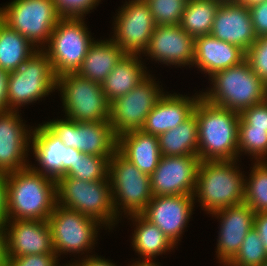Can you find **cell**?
<instances>
[{"label":"cell","mask_w":267,"mask_h":266,"mask_svg":"<svg viewBox=\"0 0 267 266\" xmlns=\"http://www.w3.org/2000/svg\"><path fill=\"white\" fill-rule=\"evenodd\" d=\"M193 114L198 123L200 161L238 160L239 113L200 96Z\"/></svg>","instance_id":"obj_1"},{"label":"cell","mask_w":267,"mask_h":266,"mask_svg":"<svg viewBox=\"0 0 267 266\" xmlns=\"http://www.w3.org/2000/svg\"><path fill=\"white\" fill-rule=\"evenodd\" d=\"M8 220H46L56 205V180L30 166L5 174Z\"/></svg>","instance_id":"obj_2"},{"label":"cell","mask_w":267,"mask_h":266,"mask_svg":"<svg viewBox=\"0 0 267 266\" xmlns=\"http://www.w3.org/2000/svg\"><path fill=\"white\" fill-rule=\"evenodd\" d=\"M237 161H200L193 197L198 198L202 210L211 214L244 203L245 175Z\"/></svg>","instance_id":"obj_3"},{"label":"cell","mask_w":267,"mask_h":266,"mask_svg":"<svg viewBox=\"0 0 267 266\" xmlns=\"http://www.w3.org/2000/svg\"><path fill=\"white\" fill-rule=\"evenodd\" d=\"M212 88L201 92L207 101L240 113L267 99V85L250 68L245 59L209 77Z\"/></svg>","instance_id":"obj_4"},{"label":"cell","mask_w":267,"mask_h":266,"mask_svg":"<svg viewBox=\"0 0 267 266\" xmlns=\"http://www.w3.org/2000/svg\"><path fill=\"white\" fill-rule=\"evenodd\" d=\"M56 204L96 219L109 230L120 220L117 219L113 206L108 176L99 181H85L73 177L58 178Z\"/></svg>","instance_id":"obj_5"},{"label":"cell","mask_w":267,"mask_h":266,"mask_svg":"<svg viewBox=\"0 0 267 266\" xmlns=\"http://www.w3.org/2000/svg\"><path fill=\"white\" fill-rule=\"evenodd\" d=\"M56 88L60 91L65 118L76 122H108L110 102L98 82L77 73L57 77Z\"/></svg>","instance_id":"obj_6"},{"label":"cell","mask_w":267,"mask_h":266,"mask_svg":"<svg viewBox=\"0 0 267 266\" xmlns=\"http://www.w3.org/2000/svg\"><path fill=\"white\" fill-rule=\"evenodd\" d=\"M60 18L53 0H13L0 7V20L38 50L48 44Z\"/></svg>","instance_id":"obj_7"},{"label":"cell","mask_w":267,"mask_h":266,"mask_svg":"<svg viewBox=\"0 0 267 266\" xmlns=\"http://www.w3.org/2000/svg\"><path fill=\"white\" fill-rule=\"evenodd\" d=\"M108 177L117 217L123 211L127 216L142 214L153 197L150 176L116 151L109 159Z\"/></svg>","instance_id":"obj_8"},{"label":"cell","mask_w":267,"mask_h":266,"mask_svg":"<svg viewBox=\"0 0 267 266\" xmlns=\"http://www.w3.org/2000/svg\"><path fill=\"white\" fill-rule=\"evenodd\" d=\"M84 18L61 17L42 50L48 55L56 77L76 73L95 38ZM48 48H47V47Z\"/></svg>","instance_id":"obj_9"},{"label":"cell","mask_w":267,"mask_h":266,"mask_svg":"<svg viewBox=\"0 0 267 266\" xmlns=\"http://www.w3.org/2000/svg\"><path fill=\"white\" fill-rule=\"evenodd\" d=\"M57 77L48 55L37 50L17 70L8 74L7 110L41 100L56 89Z\"/></svg>","instance_id":"obj_10"},{"label":"cell","mask_w":267,"mask_h":266,"mask_svg":"<svg viewBox=\"0 0 267 266\" xmlns=\"http://www.w3.org/2000/svg\"><path fill=\"white\" fill-rule=\"evenodd\" d=\"M47 222L51 230L54 252L58 257L68 252H89L95 246L97 230L101 228L96 219L58 204L55 205Z\"/></svg>","instance_id":"obj_11"},{"label":"cell","mask_w":267,"mask_h":266,"mask_svg":"<svg viewBox=\"0 0 267 266\" xmlns=\"http://www.w3.org/2000/svg\"><path fill=\"white\" fill-rule=\"evenodd\" d=\"M44 124L66 147L81 153L97 156H112L117 151V136L110 122H76L57 119Z\"/></svg>","instance_id":"obj_12"},{"label":"cell","mask_w":267,"mask_h":266,"mask_svg":"<svg viewBox=\"0 0 267 266\" xmlns=\"http://www.w3.org/2000/svg\"><path fill=\"white\" fill-rule=\"evenodd\" d=\"M151 76L148 75L130 92L110 102L109 122L117 137L131 130H140L148 114L164 95V90Z\"/></svg>","instance_id":"obj_13"},{"label":"cell","mask_w":267,"mask_h":266,"mask_svg":"<svg viewBox=\"0 0 267 266\" xmlns=\"http://www.w3.org/2000/svg\"><path fill=\"white\" fill-rule=\"evenodd\" d=\"M128 1L114 18L111 38L125 54L141 56L148 47L156 24L144 0Z\"/></svg>","instance_id":"obj_14"},{"label":"cell","mask_w":267,"mask_h":266,"mask_svg":"<svg viewBox=\"0 0 267 266\" xmlns=\"http://www.w3.org/2000/svg\"><path fill=\"white\" fill-rule=\"evenodd\" d=\"M199 163L198 155L162 156L150 175L153 196H193Z\"/></svg>","instance_id":"obj_15"},{"label":"cell","mask_w":267,"mask_h":266,"mask_svg":"<svg viewBox=\"0 0 267 266\" xmlns=\"http://www.w3.org/2000/svg\"><path fill=\"white\" fill-rule=\"evenodd\" d=\"M31 147L33 155L40 166L29 165L33 170L54 180L65 176L68 169H74L79 150L66 147L60 139L43 123L32 129Z\"/></svg>","instance_id":"obj_16"},{"label":"cell","mask_w":267,"mask_h":266,"mask_svg":"<svg viewBox=\"0 0 267 266\" xmlns=\"http://www.w3.org/2000/svg\"><path fill=\"white\" fill-rule=\"evenodd\" d=\"M21 119L19 111H0V173L7 174L30 165L26 158L32 127L27 128Z\"/></svg>","instance_id":"obj_17"},{"label":"cell","mask_w":267,"mask_h":266,"mask_svg":"<svg viewBox=\"0 0 267 266\" xmlns=\"http://www.w3.org/2000/svg\"><path fill=\"white\" fill-rule=\"evenodd\" d=\"M195 200L192 195L153 196L142 215L176 246L189 223Z\"/></svg>","instance_id":"obj_18"},{"label":"cell","mask_w":267,"mask_h":266,"mask_svg":"<svg viewBox=\"0 0 267 266\" xmlns=\"http://www.w3.org/2000/svg\"><path fill=\"white\" fill-rule=\"evenodd\" d=\"M195 38L180 25L156 26L144 56L168 65H193Z\"/></svg>","instance_id":"obj_19"},{"label":"cell","mask_w":267,"mask_h":266,"mask_svg":"<svg viewBox=\"0 0 267 266\" xmlns=\"http://www.w3.org/2000/svg\"><path fill=\"white\" fill-rule=\"evenodd\" d=\"M211 214L220 219L216 256L219 263L226 266L239 252L245 236L254 227L255 212L242 203Z\"/></svg>","instance_id":"obj_20"},{"label":"cell","mask_w":267,"mask_h":266,"mask_svg":"<svg viewBox=\"0 0 267 266\" xmlns=\"http://www.w3.org/2000/svg\"><path fill=\"white\" fill-rule=\"evenodd\" d=\"M210 35L246 52L257 40L249 8L236 0H222Z\"/></svg>","instance_id":"obj_21"},{"label":"cell","mask_w":267,"mask_h":266,"mask_svg":"<svg viewBox=\"0 0 267 266\" xmlns=\"http://www.w3.org/2000/svg\"><path fill=\"white\" fill-rule=\"evenodd\" d=\"M8 257L56 254L46 220H7L4 223Z\"/></svg>","instance_id":"obj_22"},{"label":"cell","mask_w":267,"mask_h":266,"mask_svg":"<svg viewBox=\"0 0 267 266\" xmlns=\"http://www.w3.org/2000/svg\"><path fill=\"white\" fill-rule=\"evenodd\" d=\"M200 96L201 93L192 97L164 93L146 117L141 130L147 134L158 136L177 127L193 114Z\"/></svg>","instance_id":"obj_23"},{"label":"cell","mask_w":267,"mask_h":266,"mask_svg":"<svg viewBox=\"0 0 267 266\" xmlns=\"http://www.w3.org/2000/svg\"><path fill=\"white\" fill-rule=\"evenodd\" d=\"M246 52L236 45L221 41L212 35L195 38L194 62L201 71L212 76L244 61Z\"/></svg>","instance_id":"obj_24"},{"label":"cell","mask_w":267,"mask_h":266,"mask_svg":"<svg viewBox=\"0 0 267 266\" xmlns=\"http://www.w3.org/2000/svg\"><path fill=\"white\" fill-rule=\"evenodd\" d=\"M117 151L134 164L142 173L151 175L157 168L160 147L156 135L140 130H131L117 137Z\"/></svg>","instance_id":"obj_25"},{"label":"cell","mask_w":267,"mask_h":266,"mask_svg":"<svg viewBox=\"0 0 267 266\" xmlns=\"http://www.w3.org/2000/svg\"><path fill=\"white\" fill-rule=\"evenodd\" d=\"M140 58V55L125 54L101 83L109 102L130 92L149 75Z\"/></svg>","instance_id":"obj_26"},{"label":"cell","mask_w":267,"mask_h":266,"mask_svg":"<svg viewBox=\"0 0 267 266\" xmlns=\"http://www.w3.org/2000/svg\"><path fill=\"white\" fill-rule=\"evenodd\" d=\"M124 55L111 38L94 41L76 73L101 84Z\"/></svg>","instance_id":"obj_27"},{"label":"cell","mask_w":267,"mask_h":266,"mask_svg":"<svg viewBox=\"0 0 267 266\" xmlns=\"http://www.w3.org/2000/svg\"><path fill=\"white\" fill-rule=\"evenodd\" d=\"M136 224L132 234V247L142 260H155V257L174 250L175 245L153 223L142 214L129 216ZM171 249V250H170Z\"/></svg>","instance_id":"obj_28"},{"label":"cell","mask_w":267,"mask_h":266,"mask_svg":"<svg viewBox=\"0 0 267 266\" xmlns=\"http://www.w3.org/2000/svg\"><path fill=\"white\" fill-rule=\"evenodd\" d=\"M157 137L162 156L198 155V123L194 114Z\"/></svg>","instance_id":"obj_29"},{"label":"cell","mask_w":267,"mask_h":266,"mask_svg":"<svg viewBox=\"0 0 267 266\" xmlns=\"http://www.w3.org/2000/svg\"><path fill=\"white\" fill-rule=\"evenodd\" d=\"M38 49L0 20V69L17 70Z\"/></svg>","instance_id":"obj_30"},{"label":"cell","mask_w":267,"mask_h":266,"mask_svg":"<svg viewBox=\"0 0 267 266\" xmlns=\"http://www.w3.org/2000/svg\"><path fill=\"white\" fill-rule=\"evenodd\" d=\"M222 0H188L180 22L190 36L210 35L216 12Z\"/></svg>","instance_id":"obj_31"},{"label":"cell","mask_w":267,"mask_h":266,"mask_svg":"<svg viewBox=\"0 0 267 266\" xmlns=\"http://www.w3.org/2000/svg\"><path fill=\"white\" fill-rule=\"evenodd\" d=\"M245 178L244 203L254 212H267V161L256 162Z\"/></svg>","instance_id":"obj_32"},{"label":"cell","mask_w":267,"mask_h":266,"mask_svg":"<svg viewBox=\"0 0 267 266\" xmlns=\"http://www.w3.org/2000/svg\"><path fill=\"white\" fill-rule=\"evenodd\" d=\"M241 152L251 155L256 162L267 161V128L239 124L238 156Z\"/></svg>","instance_id":"obj_33"},{"label":"cell","mask_w":267,"mask_h":266,"mask_svg":"<svg viewBox=\"0 0 267 266\" xmlns=\"http://www.w3.org/2000/svg\"><path fill=\"white\" fill-rule=\"evenodd\" d=\"M112 156H97L82 154L74 164V169H68L65 176L85 181L104 180L108 176V163Z\"/></svg>","instance_id":"obj_34"},{"label":"cell","mask_w":267,"mask_h":266,"mask_svg":"<svg viewBox=\"0 0 267 266\" xmlns=\"http://www.w3.org/2000/svg\"><path fill=\"white\" fill-rule=\"evenodd\" d=\"M267 251L257 231L252 228L245 236L239 252L226 266H261Z\"/></svg>","instance_id":"obj_35"},{"label":"cell","mask_w":267,"mask_h":266,"mask_svg":"<svg viewBox=\"0 0 267 266\" xmlns=\"http://www.w3.org/2000/svg\"><path fill=\"white\" fill-rule=\"evenodd\" d=\"M150 8L156 26L180 25L188 0H144Z\"/></svg>","instance_id":"obj_36"},{"label":"cell","mask_w":267,"mask_h":266,"mask_svg":"<svg viewBox=\"0 0 267 266\" xmlns=\"http://www.w3.org/2000/svg\"><path fill=\"white\" fill-rule=\"evenodd\" d=\"M250 68L267 85V35L257 37V40L246 51Z\"/></svg>","instance_id":"obj_37"},{"label":"cell","mask_w":267,"mask_h":266,"mask_svg":"<svg viewBox=\"0 0 267 266\" xmlns=\"http://www.w3.org/2000/svg\"><path fill=\"white\" fill-rule=\"evenodd\" d=\"M61 17L84 18L101 0H53Z\"/></svg>","instance_id":"obj_38"},{"label":"cell","mask_w":267,"mask_h":266,"mask_svg":"<svg viewBox=\"0 0 267 266\" xmlns=\"http://www.w3.org/2000/svg\"><path fill=\"white\" fill-rule=\"evenodd\" d=\"M239 124H249L252 128H267V99L242 110L239 113Z\"/></svg>","instance_id":"obj_39"},{"label":"cell","mask_w":267,"mask_h":266,"mask_svg":"<svg viewBox=\"0 0 267 266\" xmlns=\"http://www.w3.org/2000/svg\"><path fill=\"white\" fill-rule=\"evenodd\" d=\"M56 254H33L9 257L7 266H61Z\"/></svg>","instance_id":"obj_40"},{"label":"cell","mask_w":267,"mask_h":266,"mask_svg":"<svg viewBox=\"0 0 267 266\" xmlns=\"http://www.w3.org/2000/svg\"><path fill=\"white\" fill-rule=\"evenodd\" d=\"M249 10L256 36L267 35V2L254 5Z\"/></svg>","instance_id":"obj_41"},{"label":"cell","mask_w":267,"mask_h":266,"mask_svg":"<svg viewBox=\"0 0 267 266\" xmlns=\"http://www.w3.org/2000/svg\"><path fill=\"white\" fill-rule=\"evenodd\" d=\"M8 220V200H7V186L6 175L0 173V225Z\"/></svg>","instance_id":"obj_42"},{"label":"cell","mask_w":267,"mask_h":266,"mask_svg":"<svg viewBox=\"0 0 267 266\" xmlns=\"http://www.w3.org/2000/svg\"><path fill=\"white\" fill-rule=\"evenodd\" d=\"M253 228L257 231L267 251V212L255 214Z\"/></svg>","instance_id":"obj_43"},{"label":"cell","mask_w":267,"mask_h":266,"mask_svg":"<svg viewBox=\"0 0 267 266\" xmlns=\"http://www.w3.org/2000/svg\"><path fill=\"white\" fill-rule=\"evenodd\" d=\"M86 259L83 258V260L81 259L80 261H75L74 263H69L70 266H116L115 264H113L112 262H110V260L108 261L107 259L105 260L104 258H101V256H97V255H85Z\"/></svg>","instance_id":"obj_44"},{"label":"cell","mask_w":267,"mask_h":266,"mask_svg":"<svg viewBox=\"0 0 267 266\" xmlns=\"http://www.w3.org/2000/svg\"><path fill=\"white\" fill-rule=\"evenodd\" d=\"M8 72L0 69V111L7 110Z\"/></svg>","instance_id":"obj_45"},{"label":"cell","mask_w":267,"mask_h":266,"mask_svg":"<svg viewBox=\"0 0 267 266\" xmlns=\"http://www.w3.org/2000/svg\"><path fill=\"white\" fill-rule=\"evenodd\" d=\"M9 261L7 237L4 225H0V266H7Z\"/></svg>","instance_id":"obj_46"},{"label":"cell","mask_w":267,"mask_h":266,"mask_svg":"<svg viewBox=\"0 0 267 266\" xmlns=\"http://www.w3.org/2000/svg\"><path fill=\"white\" fill-rule=\"evenodd\" d=\"M139 260L140 261H136L130 266H160L154 260H141V259Z\"/></svg>","instance_id":"obj_47"},{"label":"cell","mask_w":267,"mask_h":266,"mask_svg":"<svg viewBox=\"0 0 267 266\" xmlns=\"http://www.w3.org/2000/svg\"><path fill=\"white\" fill-rule=\"evenodd\" d=\"M236 1L239 2L240 4L245 5L248 8L257 4L267 2V0H236Z\"/></svg>","instance_id":"obj_48"},{"label":"cell","mask_w":267,"mask_h":266,"mask_svg":"<svg viewBox=\"0 0 267 266\" xmlns=\"http://www.w3.org/2000/svg\"><path fill=\"white\" fill-rule=\"evenodd\" d=\"M261 266H267V261H265Z\"/></svg>","instance_id":"obj_49"}]
</instances>
